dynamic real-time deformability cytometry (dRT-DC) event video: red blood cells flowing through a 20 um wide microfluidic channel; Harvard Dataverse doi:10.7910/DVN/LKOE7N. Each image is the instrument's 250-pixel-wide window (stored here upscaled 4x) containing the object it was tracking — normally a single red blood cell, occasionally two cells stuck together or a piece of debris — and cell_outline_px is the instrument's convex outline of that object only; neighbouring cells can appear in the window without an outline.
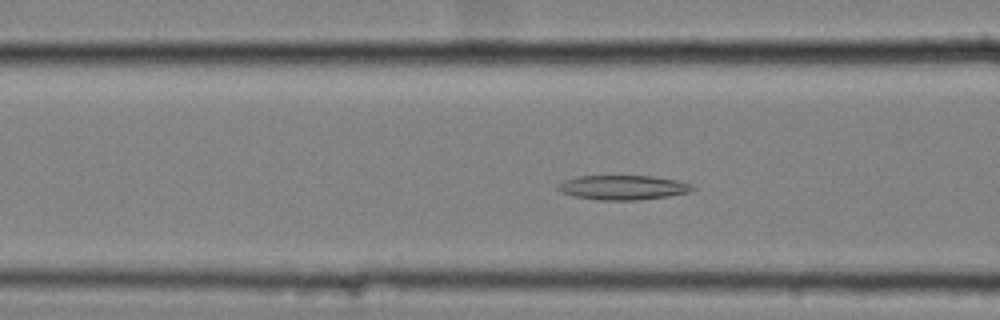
{"species": "common noctule bat (a hibernating species)", "species_latin": "Nyctalus noctula", "temperature_condition": "cold", "stored_images_in_passage": 44, "camera_frame_rate_fps": 3000, "um_per_image_px": 0.085, "animal": {"sex": "female", "body_mass_g": 25.1}, "frame": {"image": 1, "passage_image": 10, "time_ms": 3.0, "image_size_px": [1000, 320], "cell_outline_px": [[696, 188], [688, 192], [668, 196], [636, 200], [600, 200], [572, 196], [560, 192], [556, 188], [556, 184], [564, 180], [580, 176], [652, 176], [676, 180], [692, 184]], "centroid_in_image_um": [52.91, 15.94], "position_along_channel_um": 113.7, "area_um2": 19.25}}
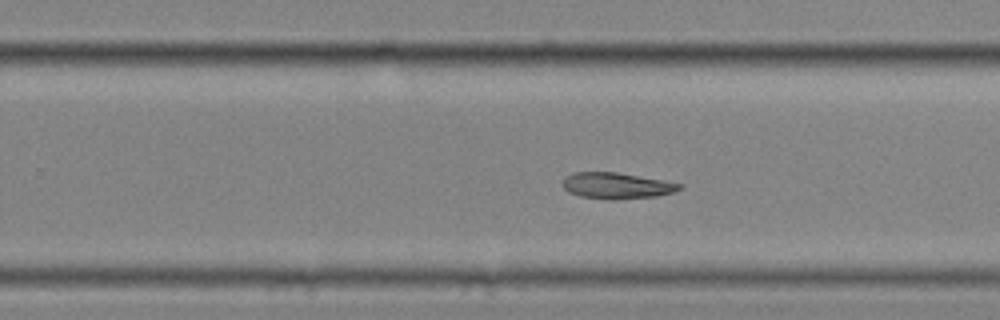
{"frame": {"image": 2, "passage_image": 24, "time_ms": 7.667, "image_size_px": [1000, 320], "cell_outline_px": [[684, 188], [672, 192], [656, 196], [612, 200], [608, 200], [580, 196], [568, 192], [564, 188], [564, 180], [568, 176], [576, 172], [616, 172], [684, 184]], "centroid_in_image_um": [52.45, 15.79], "position_along_channel_um": 277.4, "area_um2": 17.63}}
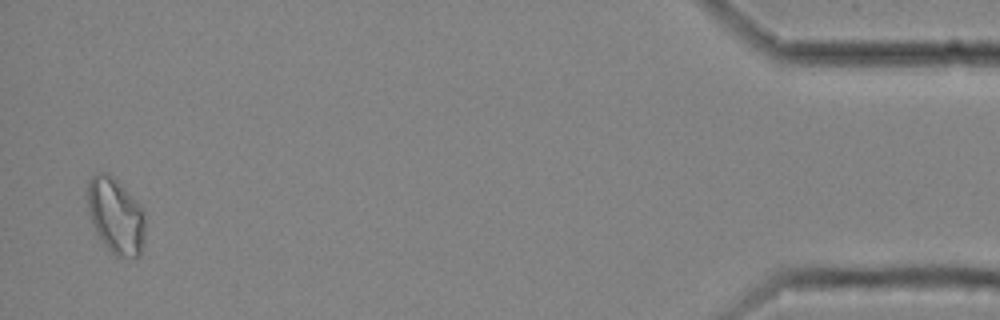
{"frame": {"image": 3, "passage_image": 43, "time_ms": 14.0, "image_size_px": [1000, 320], "cell_outline_px": [[144, 244], [140, 256], [116, 256], [104, 244], [96, 232], [92, 224], [88, 208], [88, 180], [92, 176], [100, 172], [108, 172], [144, 208]], "centroid_in_image_um": [9.85, 18.34], "position_along_channel_um": 425.4, "area_um2": 25.32}, "authors_computed_cell_mechanics": {"area_um2": 19.2185, "velocity_mm_per_s": 3.515, "shape_relaxation_time_tau1_ms": null, "shape_relaxation_time_tau2_ms": 6.3347, "deformation_change_tau1": null, "deformation_change_tau2": 0.1256}}